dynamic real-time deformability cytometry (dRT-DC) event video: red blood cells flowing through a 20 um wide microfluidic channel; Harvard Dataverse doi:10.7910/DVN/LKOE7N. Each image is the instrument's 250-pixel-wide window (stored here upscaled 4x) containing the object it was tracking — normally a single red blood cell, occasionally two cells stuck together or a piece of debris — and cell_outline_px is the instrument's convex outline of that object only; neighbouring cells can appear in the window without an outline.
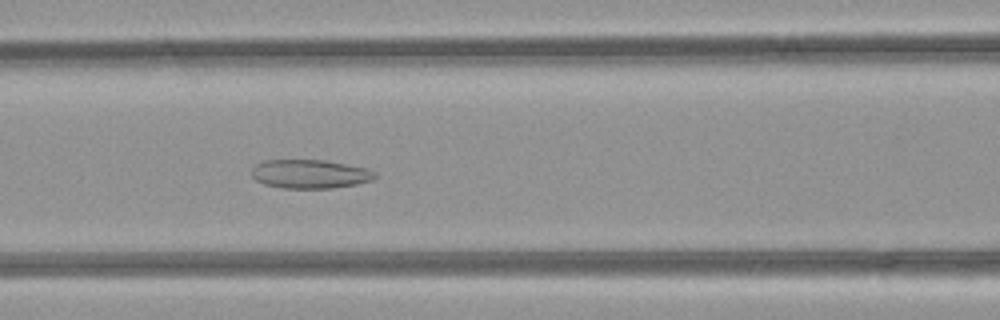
{"species": "common noctule bat (a hibernating species)", "species_latin": "Nyctalus noctula", "temperature_condition": "room temperature", "stored_images_in_passage": 48, "camera_frame_rate_fps": 3000, "um_per_image_px": 0.085, "animal": {"sex": "female", "body_mass_g": 21.9}, "frame": {"image": 1, "passage_image": 19, "time_ms": 6.0, "image_size_px": [1000, 320], "cell_outline_px": [[376, 176], [372, 180], [356, 184], [332, 188], [280, 188], [264, 184], [256, 180], [252, 176], [252, 168], [256, 164], [264, 160], [324, 160], [368, 168], [376, 172]], "centroid_in_image_um": [26.34, 14.79], "position_along_channel_um": 140.3, "area_um2": 20.75}}
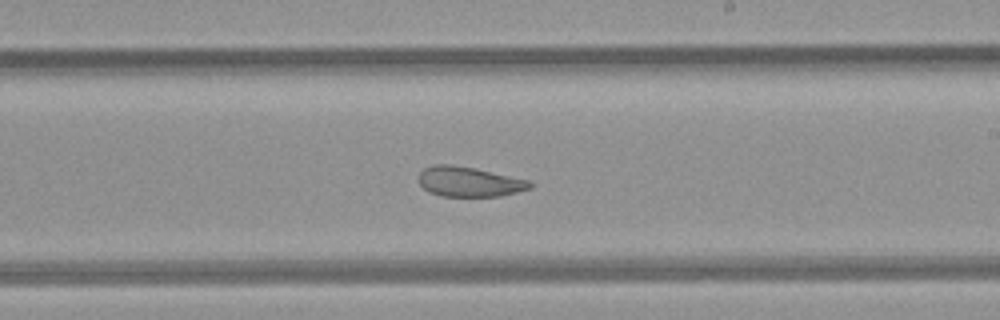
{"frame": {"image": 2, "passage_image": 27, "time_ms": 8.667, "image_size_px": [1000, 320], "cell_outline_px": [[532, 188], [500, 196], [440, 196], [424, 188], [420, 184], [420, 172], [424, 168], [432, 164], [452, 164], [476, 168], [532, 180]], "centroid_in_image_um": [39.93, 15.43], "position_along_channel_um": 249.1, "area_um2": 19.54}}
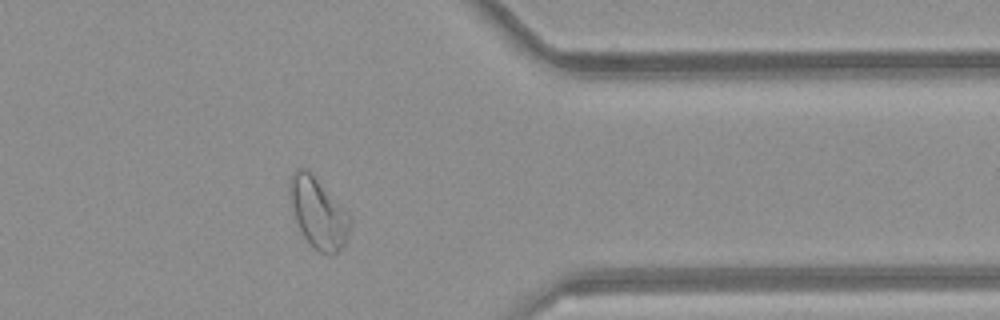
{"frame": {"image": 3, "passage_image": 38, "time_ms": 12.333, "image_size_px": [1000, 320], "cell_outline_px": [[352, 220], [344, 244], [332, 256], [320, 252], [312, 248], [304, 236], [296, 220], [288, 192], [288, 180], [292, 172], [296, 168], [304, 168], [352, 216]], "centroid_in_image_um": [27.03, 18.12], "position_along_channel_um": 384.4, "area_um2": 24.33}, "authors_computed_cell_mechanics": {"area_um2": 25.6343, "velocity_mm_per_s": 4.0816, "shape_relaxation_time_tau1_ms": null, "shape_relaxation_time_tau2_ms": 2.0715, "deformation_change_tau1": null, "deformation_change_tau2": 0.0757}}